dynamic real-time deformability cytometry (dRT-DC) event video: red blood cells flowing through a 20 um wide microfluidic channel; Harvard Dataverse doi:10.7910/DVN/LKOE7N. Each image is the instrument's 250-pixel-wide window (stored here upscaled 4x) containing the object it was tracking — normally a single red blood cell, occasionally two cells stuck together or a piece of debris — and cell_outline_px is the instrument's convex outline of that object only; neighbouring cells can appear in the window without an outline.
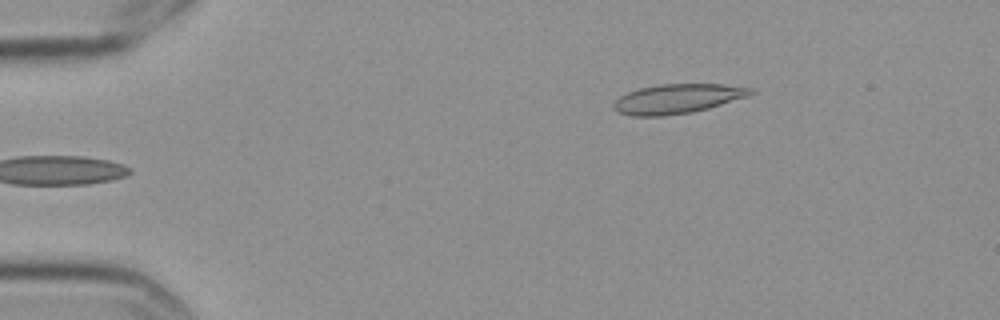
{"species": "Egyptian fruit bat (a non-hibernating species)", "species_latin": "Rousettus aegyptiacus", "temperature_condition": "cold", "stored_images_in_passage": 5, "camera_frame_rate_fps": 3000, "um_per_image_px": 0.085, "frame": {"image": 1, "passage_image": 5, "time_ms": 1.333, "image_size_px": [1000, 320], "cell_outline_px": [[756, 92], [748, 96], [708, 108], [692, 112], [664, 116], [632, 116], [620, 112], [612, 108], [612, 104], [620, 96], [628, 92], [640, 88], [660, 84], [724, 84], [756, 88]], "centroid_in_image_um": [57.61, 8.39], "position_along_channel_um": 27.4, "area_um2": 23.58}}